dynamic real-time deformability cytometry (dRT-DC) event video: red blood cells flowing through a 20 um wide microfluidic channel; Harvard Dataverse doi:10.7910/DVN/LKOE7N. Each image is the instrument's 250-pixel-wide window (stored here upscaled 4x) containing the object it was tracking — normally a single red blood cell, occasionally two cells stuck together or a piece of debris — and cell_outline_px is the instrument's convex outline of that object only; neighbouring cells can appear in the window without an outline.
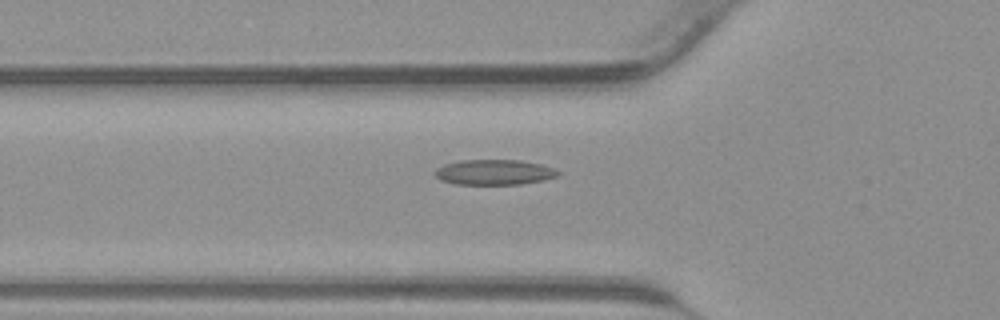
{"species": "common noctule bat (a hibernating species)", "species_latin": "Nyctalus noctula", "temperature_condition": "warm", "stored_images_in_passage": 42, "camera_frame_rate_fps": 3000, "um_per_image_px": 0.085, "animal": {"sex": "male", "body_mass_g": 23.1, "forearm_length_mm": 52.7}, "frame": {"image": 1, "passage_image": 15, "time_ms": 4.667, "image_size_px": [1000, 320], "cell_outline_px": [[560, 172], [556, 176], [544, 180], [520, 184], [456, 184], [440, 180], [432, 172], [436, 168], [444, 164], [460, 160], [520, 160], [540, 164], [552, 168]], "centroid_in_image_um": [41.95, 14.63], "position_along_channel_um": 83.8, "area_um2": 18.09}}
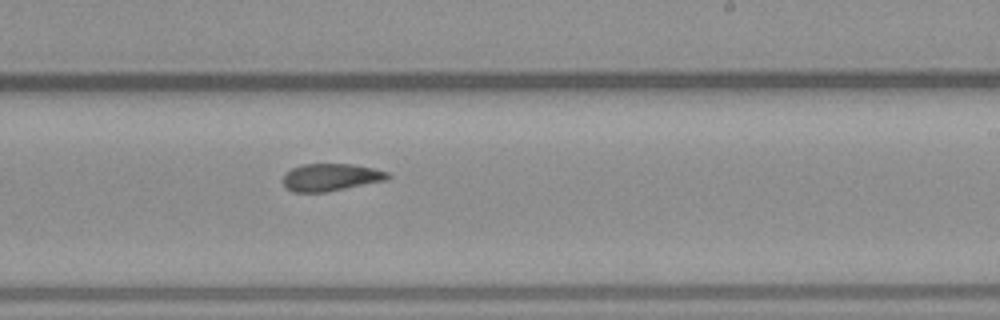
{"frame": {"image": 2, "passage_image": 26, "time_ms": 8.333, "image_size_px": [1000, 320], "cell_outline_px": [[392, 176], [388, 180], [328, 192], [292, 192], [284, 184], [284, 176], [292, 168], [304, 164], [352, 164], [372, 168], [388, 172]], "centroid_in_image_um": [28.17, 15.07], "position_along_channel_um": 260.8, "area_um2": 16.7}}
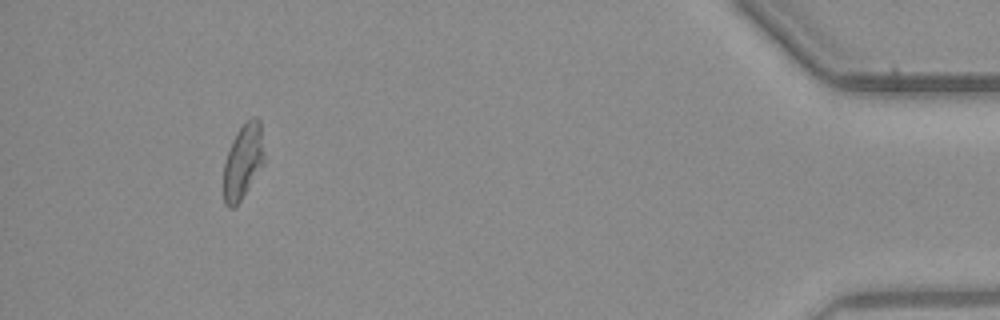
{"frame": {"image": 3, "passage_image": 40, "time_ms": 13.0, "image_size_px": [1000, 320], "cell_outline_px": [[264, 164], [240, 200], [232, 208], [228, 208], [224, 204], [224, 164], [232, 140], [236, 132], [252, 116], [256, 116], [260, 120], [264, 156]], "centroid_in_image_um": [20.66, 13.7], "position_along_channel_um": 414.5, "area_um2": 17.51}}